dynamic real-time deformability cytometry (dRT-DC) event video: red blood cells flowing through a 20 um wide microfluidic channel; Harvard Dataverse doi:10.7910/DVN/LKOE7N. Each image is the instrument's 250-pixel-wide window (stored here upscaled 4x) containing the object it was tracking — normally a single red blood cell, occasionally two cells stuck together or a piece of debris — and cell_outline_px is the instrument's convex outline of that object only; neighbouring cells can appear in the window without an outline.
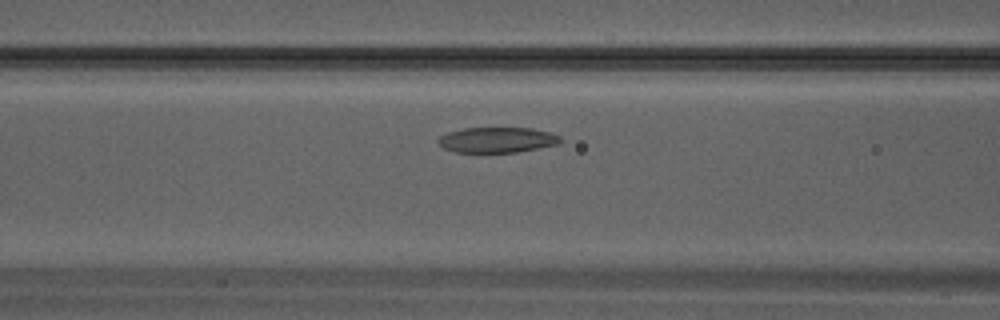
{"species": "Egyptian fruit bat (a non-hibernating species)", "species_latin": "Rousettus aegyptiacus", "temperature_condition": "warm", "stored_images_in_passage": 20, "camera_frame_rate_fps": 3000, "um_per_image_px": 0.085, "animal": {"sex": "male"}, "frame": {"image": 1, "passage_image": 6, "time_ms": 1.667, "image_size_px": [1000, 320], "cell_outline_px": [[564, 140], [560, 144], [516, 152], [452, 152], [444, 148], [436, 140], [440, 136], [448, 132], [464, 128], [532, 128], [548, 132], [560, 136]], "centroid_in_image_um": [42.27, 11.89], "position_along_channel_um": 124.3, "area_um2": 18.15}}
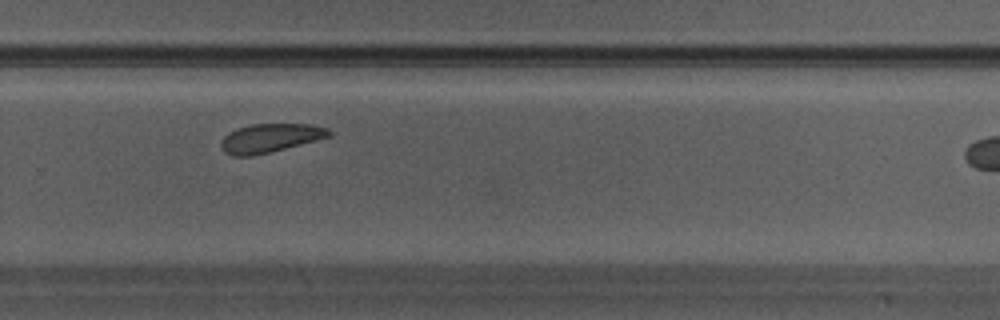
{"frame": {"image": 2, "passage_image": 15, "time_ms": 4.667, "image_size_px": [1000, 320], "cell_outline_px": [[332, 136], [252, 156], [232, 156], [224, 152], [220, 148], [220, 140], [228, 132], [236, 128], [252, 124], [312, 124], [328, 128], [332, 132]], "centroid_in_image_um": [22.92, 11.72], "position_along_channel_um": 306.9, "area_um2": 18.15}}
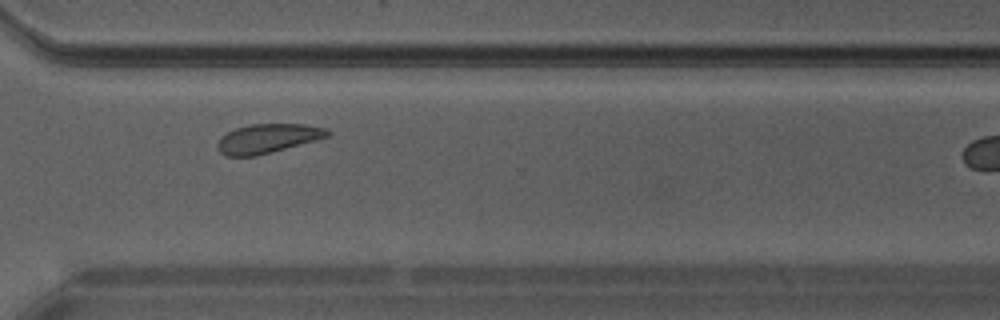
{"frame": {"image": 3, "passage_image": 17, "time_ms": 5.333, "image_size_px": [1000, 320], "cell_outline_px": [[332, 132], [328, 136], [316, 140], [272, 152], [256, 156], [224, 156], [216, 148], [216, 144], [220, 136], [236, 128], [248, 124], [304, 124], [328, 128]], "centroid_in_image_um": [22.73, 11.77], "position_along_channel_um": 347.9, "area_um2": 18.9}}